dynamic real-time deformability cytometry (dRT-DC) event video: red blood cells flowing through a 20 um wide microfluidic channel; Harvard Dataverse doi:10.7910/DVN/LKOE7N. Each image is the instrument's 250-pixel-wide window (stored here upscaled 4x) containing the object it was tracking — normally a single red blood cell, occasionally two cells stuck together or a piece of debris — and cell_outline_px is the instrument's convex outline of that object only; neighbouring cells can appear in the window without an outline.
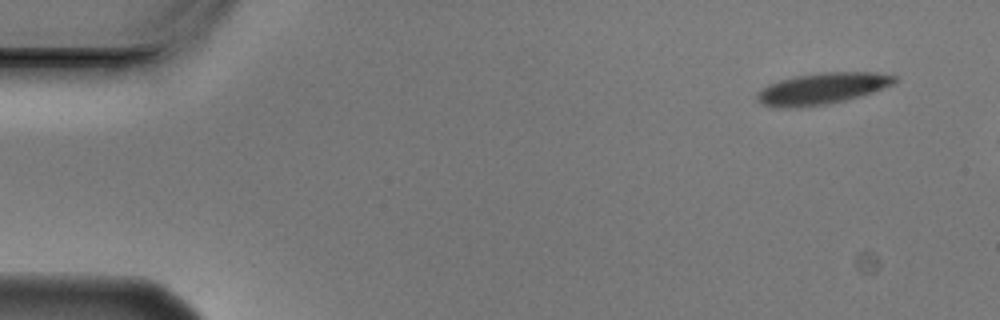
{"species": "Egyptian fruit bat (a non-hibernating species)", "species_latin": "Rousettus aegyptiacus", "temperature_condition": "cold", "stored_images_in_passage": 3, "camera_frame_rate_fps": 3000, "um_per_image_px": 0.085, "animal": {"sex": "male"}, "frame": {"image": 1, "passage_image": 1, "time_ms": 0.0, "image_size_px": [1000, 320], "cell_outline_px": [[896, 84], [860, 96], [844, 100], [824, 104], [800, 108], [776, 108], [764, 104], [756, 100], [756, 92], [768, 84], [780, 80], [796, 76], [824, 72], [876, 72], [896, 76]], "centroid_in_image_um": [69.86, 7.53], "position_along_channel_um": 15.1, "area_um2": 25.2}}